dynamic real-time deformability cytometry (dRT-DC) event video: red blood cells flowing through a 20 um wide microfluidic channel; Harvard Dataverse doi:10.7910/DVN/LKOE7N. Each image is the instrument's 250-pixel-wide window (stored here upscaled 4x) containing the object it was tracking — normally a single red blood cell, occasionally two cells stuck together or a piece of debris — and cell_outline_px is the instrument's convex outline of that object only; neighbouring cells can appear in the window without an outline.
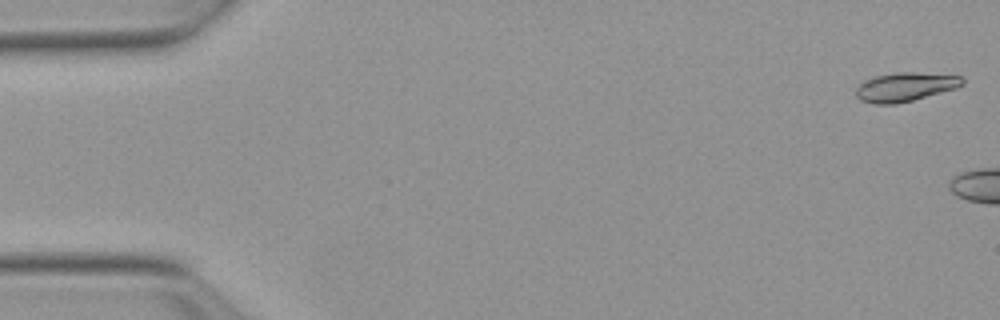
{"species": "Egyptian fruit bat (a non-hibernating species)", "species_latin": "Rousettus aegyptiacus", "temperature_condition": "warm", "stored_images_in_passage": 4, "camera_frame_rate_fps": 3000, "um_per_image_px": 0.085, "animal": {"sex": "female"}, "frame": {"image": 1, "passage_image": 1, "time_ms": 0.0, "image_size_px": [1000, 320], "cell_outline_px": [[964, 84], [956, 88], [912, 100], [896, 104], [872, 104], [860, 100], [856, 96], [856, 88], [860, 84], [876, 76], [896, 72], [912, 72], [960, 76], [964, 80]], "centroid_in_image_um": [76.93, 7.4], "position_along_channel_um": 8.1, "area_um2": 17.69}}